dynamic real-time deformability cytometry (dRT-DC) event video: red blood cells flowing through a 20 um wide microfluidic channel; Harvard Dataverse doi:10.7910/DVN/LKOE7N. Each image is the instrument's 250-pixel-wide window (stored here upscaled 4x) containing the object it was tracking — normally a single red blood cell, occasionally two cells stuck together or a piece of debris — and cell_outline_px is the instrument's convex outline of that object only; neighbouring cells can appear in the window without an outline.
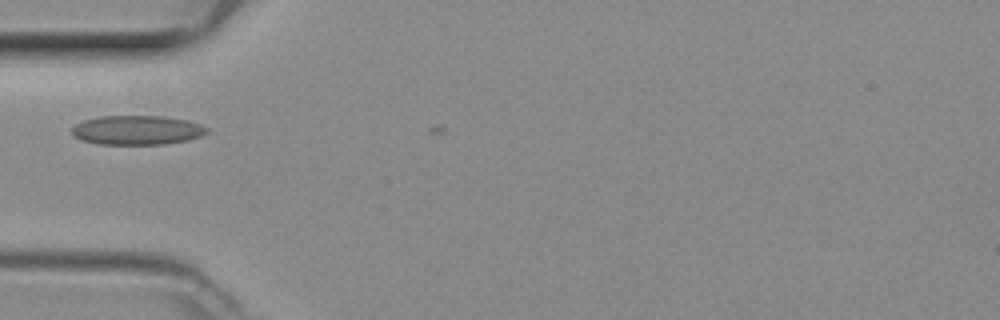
{"species": "common noctule bat (a hibernating species)", "species_latin": "Nyctalus noctula", "temperature_condition": "room temperature", "stored_images_in_passage": 6, "camera_frame_rate_fps": 3000, "um_per_image_px": 0.085, "animal": {"sex": "female", "body_mass_g": 29.2, "forearm_length_mm": 56.3}, "frame": {"image": 1, "passage_image": 4, "time_ms": 1.0, "image_size_px": [1000, 320], "cell_outline_px": [[208, 132], [200, 136], [188, 140], [164, 144], [96, 144], [80, 140], [72, 132], [72, 128], [76, 124], [84, 120], [100, 116], [160, 116], [188, 120], [200, 124], [208, 128]], "centroid_in_image_um": [11.65, 11.06], "position_along_channel_um": 73.3, "area_um2": 23.0}}